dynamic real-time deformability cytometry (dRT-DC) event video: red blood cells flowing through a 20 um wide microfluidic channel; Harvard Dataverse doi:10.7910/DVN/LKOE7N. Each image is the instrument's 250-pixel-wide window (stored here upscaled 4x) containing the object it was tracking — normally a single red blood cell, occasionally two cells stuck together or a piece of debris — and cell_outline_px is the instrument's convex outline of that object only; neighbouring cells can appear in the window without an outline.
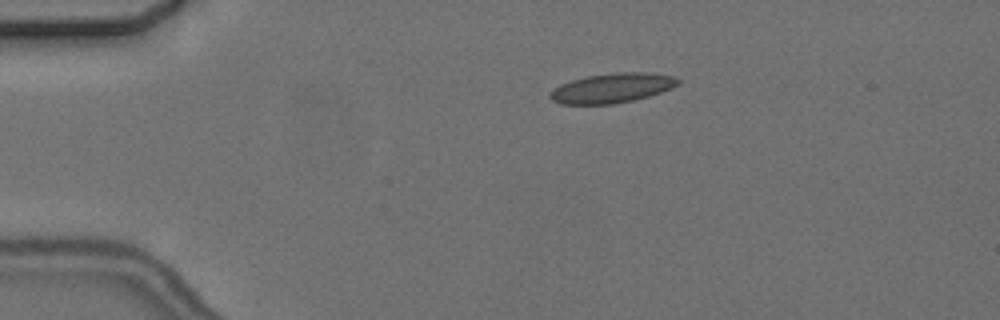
{"species": "common noctule bat (a hibernating species)", "species_latin": "Nyctalus noctula", "temperature_condition": "cold", "stored_images_in_passage": 8, "camera_frame_rate_fps": 3000, "um_per_image_px": 0.085, "animal": {"sex": "female", "body_mass_g": 24.6, "forearm_length_mm": 56.2}, "frame": {"image": 1, "passage_image": 2, "time_ms": 1.333, "image_size_px": [1000, 320], "cell_outline_px": [[680, 84], [672, 88], [648, 96], [632, 100], [612, 104], [560, 104], [552, 100], [548, 96], [560, 84], [572, 80], [588, 76], [620, 72], [648, 72], [676, 76], [680, 80]], "centroid_in_image_um": [52.07, 7.48], "position_along_channel_um": 32.9, "area_um2": 21.96}}
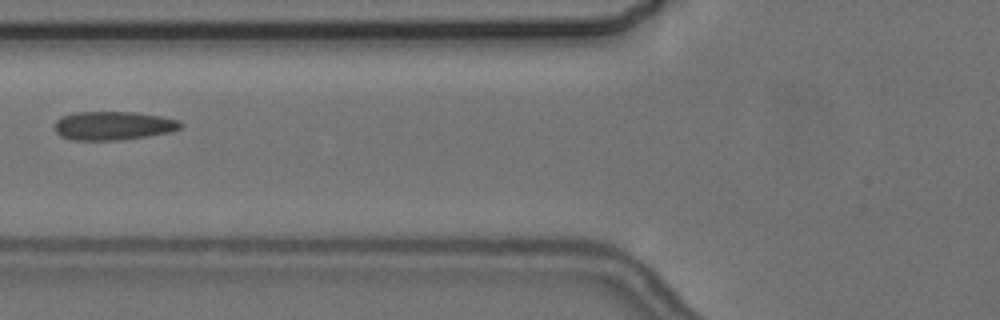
{"frame": {"image": 2, "passage_image": 5, "time_ms": 5.0, "image_size_px": [1000, 320], "cell_outline_px": [[184, 124], [180, 128], [172, 132], [148, 136], [116, 140], [72, 140], [60, 136], [56, 132], [56, 120], [64, 116], [76, 112], [136, 112], [160, 116], [180, 120]], "centroid_in_image_um": [9.67, 10.68], "position_along_channel_um": 116.1, "area_um2": 21.04}}
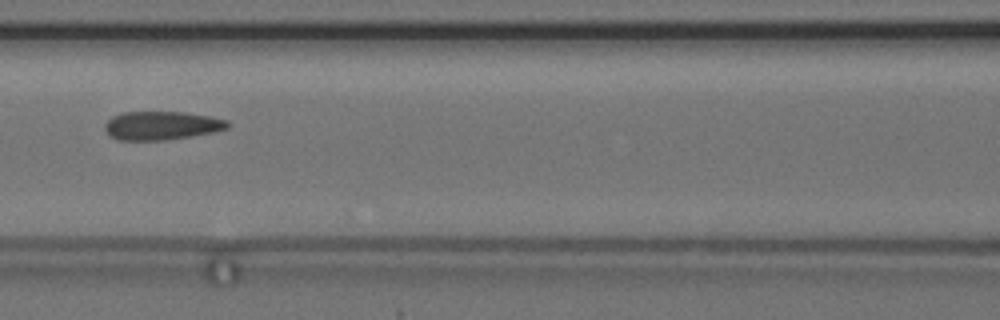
{"frame": {"image": 3, "passage_image": 6, "time_ms": 6.0, "image_size_px": [1000, 320], "cell_outline_px": [[232, 124], [228, 128], [212, 132], [164, 140], [116, 140], [104, 128], [104, 124], [112, 116], [124, 112], [184, 112], [208, 116], [228, 120]], "centroid_in_image_um": [13.74, 10.66], "position_along_channel_um": 152.9, "area_um2": 20.29}}